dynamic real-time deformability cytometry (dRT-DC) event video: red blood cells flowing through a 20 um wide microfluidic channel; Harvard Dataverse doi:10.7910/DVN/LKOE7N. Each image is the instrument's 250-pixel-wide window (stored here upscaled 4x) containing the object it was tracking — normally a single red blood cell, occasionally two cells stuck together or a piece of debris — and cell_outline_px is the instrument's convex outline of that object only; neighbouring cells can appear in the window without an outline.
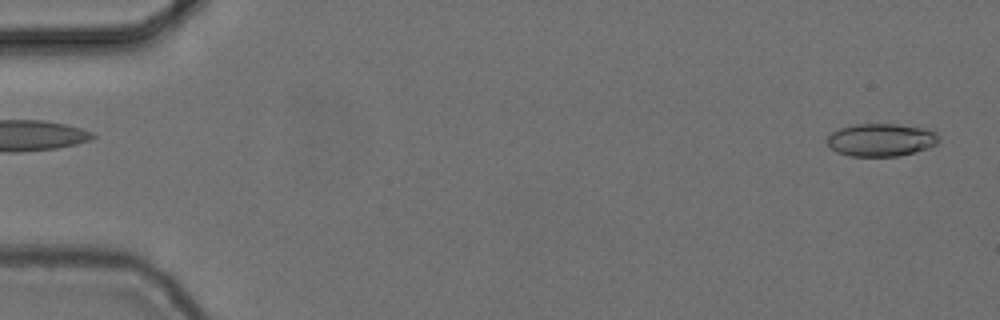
{"species": "common noctule bat (a hibernating species)", "species_latin": "Nyctalus noctula", "temperature_condition": "cold", "stored_images_in_passage": 17, "camera_frame_rate_fps": 3000, "um_per_image_px": 0.085, "animal": {"sex": "female", "body_mass_g": 24.6, "forearm_length_mm": 56.2}, "frame": {"image": 1, "passage_image": 2, "time_ms": 0.333, "image_size_px": [1000, 320], "cell_outline_px": [[940, 140], [936, 144], [928, 148], [900, 156], [848, 156], [836, 152], [828, 144], [828, 136], [832, 132], [840, 128], [856, 124], [896, 124], [928, 128], [936, 132]], "centroid_in_image_um": [74.92, 11.89], "position_along_channel_um": 10.1, "area_um2": 21.44}}
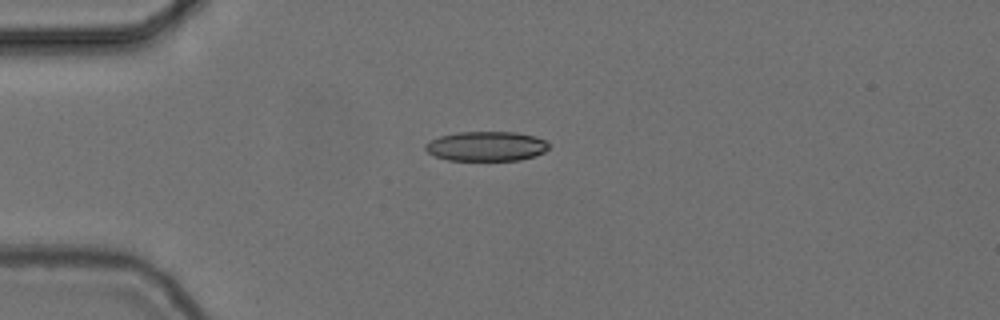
{"frame": {"image": 2, "passage_image": 14, "time_ms": 4.333, "image_size_px": [1000, 320], "cell_outline_px": [[552, 144], [544, 152], [536, 156], [520, 160], [448, 160], [436, 156], [428, 152], [424, 148], [424, 144], [440, 136], [456, 132], [516, 132], [536, 136]], "centroid_in_image_um": [41.38, 12.43], "position_along_channel_um": 43.6, "area_um2": 21.44}}